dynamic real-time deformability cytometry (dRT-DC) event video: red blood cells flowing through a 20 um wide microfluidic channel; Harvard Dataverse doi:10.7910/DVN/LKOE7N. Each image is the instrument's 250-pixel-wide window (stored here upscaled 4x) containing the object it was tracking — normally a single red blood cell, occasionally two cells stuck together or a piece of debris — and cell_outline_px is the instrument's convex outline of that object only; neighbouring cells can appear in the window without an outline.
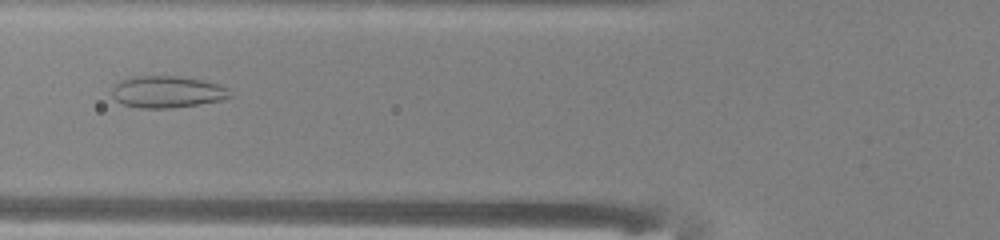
{"species": "common noctule bat (a hibernating species)", "species_latin": "Nyctalus noctula", "temperature_condition": "warm", "stored_images_in_passage": 41, "camera_frame_rate_fps": 3000, "um_per_image_px": 0.085, "animal": {"sex": "male", "body_mass_g": 13.0, "forearm_length_mm": 53.1}, "frame": {"image": 1, "passage_image": 19, "time_ms": 6.0, "image_size_px": [1000, 240], "cell_outline_px": [[232, 96], [220, 100], [196, 104], [168, 108], [140, 108], [124, 104], [116, 100], [112, 96], [112, 88], [120, 80], [136, 76], [176, 76], [200, 80], [220, 84], [228, 88]], "centroid_in_image_um": [14.2, 7.8], "position_along_channel_um": 111.6, "area_um2": 21.62}}
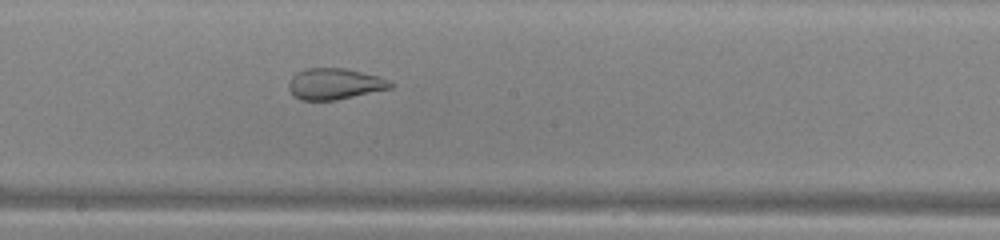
{"frame": {"image": 2, "passage_image": 27, "time_ms": 8.667, "image_size_px": [1000, 240], "cell_outline_px": [[396, 84], [392, 88], [336, 100], [300, 100], [288, 88], [288, 84], [292, 76], [296, 72], [304, 68], [344, 68], [380, 76]], "centroid_in_image_um": [28.47, 7.12], "position_along_channel_um": 219.7, "area_um2": 18.55}}
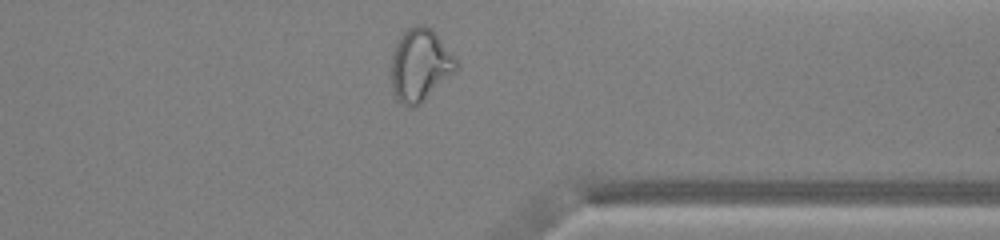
{"frame": {"image": 3, "passage_image": 39, "time_ms": 12.667, "image_size_px": [1000, 240], "cell_outline_px": [[460, 68], [456, 72], [412, 108], [408, 108], [396, 100], [392, 88], [392, 52], [400, 36], [408, 28], [416, 24], [424, 24], [432, 28], [456, 56], [460, 64]], "centroid_in_image_um": [35.74, 5.49], "position_along_channel_um": 375.7, "area_um2": 27.69}, "authors_computed_cell_mechanics": {"area_um2": 25.7788, "velocity_mm_per_s": 4.0619, "shape_relaxation_time_tau1_ms": null, "shape_relaxation_time_tau2_ms": 1.0106, "deformation_change_tau1": null, "deformation_change_tau2": 0.0845}}